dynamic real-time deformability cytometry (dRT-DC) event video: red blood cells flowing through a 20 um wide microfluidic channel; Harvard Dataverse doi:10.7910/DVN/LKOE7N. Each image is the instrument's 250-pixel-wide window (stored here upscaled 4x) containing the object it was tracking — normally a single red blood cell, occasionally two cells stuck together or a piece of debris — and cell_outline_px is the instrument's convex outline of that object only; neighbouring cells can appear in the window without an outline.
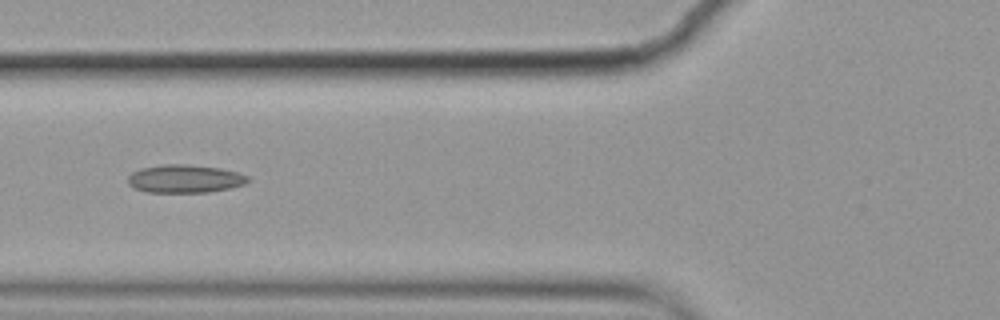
{"species": "common noctule bat (a hibernating species)", "species_latin": "Nyctalus noctula", "temperature_condition": "cold", "stored_images_in_passage": 6, "camera_frame_rate_fps": 3000, "um_per_image_px": 0.085, "animal": {"sex": "female", "body_mass_g": 19.9}, "frame": {"image": 1, "passage_image": 6, "time_ms": 1.667, "image_size_px": [1000, 320], "cell_outline_px": [[252, 180], [244, 184], [228, 188], [208, 192], [148, 192], [136, 188], [128, 184], [128, 176], [132, 172], [140, 168], [164, 164], [184, 164], [220, 168], [236, 172], [248, 176]], "centroid_in_image_um": [15.71, 15.19], "position_along_channel_um": 110.1, "area_um2": 19.54}}